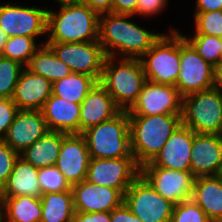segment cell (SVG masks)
Returning <instances> with one entry per match:
<instances>
[{
    "label": "cell",
    "mask_w": 222,
    "mask_h": 222,
    "mask_svg": "<svg viewBox=\"0 0 222 222\" xmlns=\"http://www.w3.org/2000/svg\"><path fill=\"white\" fill-rule=\"evenodd\" d=\"M132 16L113 13L100 15L98 41L106 57L115 58L117 53H121L125 55L122 58L140 59L161 36L127 20Z\"/></svg>",
    "instance_id": "cell-1"
},
{
    "label": "cell",
    "mask_w": 222,
    "mask_h": 222,
    "mask_svg": "<svg viewBox=\"0 0 222 222\" xmlns=\"http://www.w3.org/2000/svg\"><path fill=\"white\" fill-rule=\"evenodd\" d=\"M60 12L47 10L46 43H81L98 41L99 17L80 2L61 3Z\"/></svg>",
    "instance_id": "cell-2"
},
{
    "label": "cell",
    "mask_w": 222,
    "mask_h": 222,
    "mask_svg": "<svg viewBox=\"0 0 222 222\" xmlns=\"http://www.w3.org/2000/svg\"><path fill=\"white\" fill-rule=\"evenodd\" d=\"M128 116L131 151L140 168L155 159L170 135L182 124L181 114Z\"/></svg>",
    "instance_id": "cell-3"
},
{
    "label": "cell",
    "mask_w": 222,
    "mask_h": 222,
    "mask_svg": "<svg viewBox=\"0 0 222 222\" xmlns=\"http://www.w3.org/2000/svg\"><path fill=\"white\" fill-rule=\"evenodd\" d=\"M114 59L105 58L99 83L122 111H128L142 91L146 75L140 59L121 58L119 64Z\"/></svg>",
    "instance_id": "cell-4"
},
{
    "label": "cell",
    "mask_w": 222,
    "mask_h": 222,
    "mask_svg": "<svg viewBox=\"0 0 222 222\" xmlns=\"http://www.w3.org/2000/svg\"><path fill=\"white\" fill-rule=\"evenodd\" d=\"M91 158L134 157L131 151L130 119L127 111L81 133Z\"/></svg>",
    "instance_id": "cell-5"
},
{
    "label": "cell",
    "mask_w": 222,
    "mask_h": 222,
    "mask_svg": "<svg viewBox=\"0 0 222 222\" xmlns=\"http://www.w3.org/2000/svg\"><path fill=\"white\" fill-rule=\"evenodd\" d=\"M140 61L146 80L175 86L180 73V33L161 34Z\"/></svg>",
    "instance_id": "cell-6"
},
{
    "label": "cell",
    "mask_w": 222,
    "mask_h": 222,
    "mask_svg": "<svg viewBox=\"0 0 222 222\" xmlns=\"http://www.w3.org/2000/svg\"><path fill=\"white\" fill-rule=\"evenodd\" d=\"M181 119L194 133L222 135V100L218 88L182 97Z\"/></svg>",
    "instance_id": "cell-7"
},
{
    "label": "cell",
    "mask_w": 222,
    "mask_h": 222,
    "mask_svg": "<svg viewBox=\"0 0 222 222\" xmlns=\"http://www.w3.org/2000/svg\"><path fill=\"white\" fill-rule=\"evenodd\" d=\"M126 207L142 222H170L174 205L140 174L124 194Z\"/></svg>",
    "instance_id": "cell-8"
},
{
    "label": "cell",
    "mask_w": 222,
    "mask_h": 222,
    "mask_svg": "<svg viewBox=\"0 0 222 222\" xmlns=\"http://www.w3.org/2000/svg\"><path fill=\"white\" fill-rule=\"evenodd\" d=\"M214 66L180 33V73L175 87L182 97L214 88Z\"/></svg>",
    "instance_id": "cell-9"
},
{
    "label": "cell",
    "mask_w": 222,
    "mask_h": 222,
    "mask_svg": "<svg viewBox=\"0 0 222 222\" xmlns=\"http://www.w3.org/2000/svg\"><path fill=\"white\" fill-rule=\"evenodd\" d=\"M139 175L140 167L134 157L91 158L86 181L114 188L125 194Z\"/></svg>",
    "instance_id": "cell-10"
},
{
    "label": "cell",
    "mask_w": 222,
    "mask_h": 222,
    "mask_svg": "<svg viewBox=\"0 0 222 222\" xmlns=\"http://www.w3.org/2000/svg\"><path fill=\"white\" fill-rule=\"evenodd\" d=\"M45 44L70 67L72 73L86 74L100 81L106 55L99 41Z\"/></svg>",
    "instance_id": "cell-11"
},
{
    "label": "cell",
    "mask_w": 222,
    "mask_h": 222,
    "mask_svg": "<svg viewBox=\"0 0 222 222\" xmlns=\"http://www.w3.org/2000/svg\"><path fill=\"white\" fill-rule=\"evenodd\" d=\"M140 174L158 194L173 204L192 199L196 177L191 171L170 170L158 166H142Z\"/></svg>",
    "instance_id": "cell-12"
},
{
    "label": "cell",
    "mask_w": 222,
    "mask_h": 222,
    "mask_svg": "<svg viewBox=\"0 0 222 222\" xmlns=\"http://www.w3.org/2000/svg\"><path fill=\"white\" fill-rule=\"evenodd\" d=\"M127 112L128 115L149 116L182 114V96L173 85L146 80L136 102Z\"/></svg>",
    "instance_id": "cell-13"
},
{
    "label": "cell",
    "mask_w": 222,
    "mask_h": 222,
    "mask_svg": "<svg viewBox=\"0 0 222 222\" xmlns=\"http://www.w3.org/2000/svg\"><path fill=\"white\" fill-rule=\"evenodd\" d=\"M47 7L0 5V28L8 35L38 37L47 32Z\"/></svg>",
    "instance_id": "cell-14"
},
{
    "label": "cell",
    "mask_w": 222,
    "mask_h": 222,
    "mask_svg": "<svg viewBox=\"0 0 222 222\" xmlns=\"http://www.w3.org/2000/svg\"><path fill=\"white\" fill-rule=\"evenodd\" d=\"M90 154L84 136L66 134L55 166L72 186L86 180Z\"/></svg>",
    "instance_id": "cell-15"
},
{
    "label": "cell",
    "mask_w": 222,
    "mask_h": 222,
    "mask_svg": "<svg viewBox=\"0 0 222 222\" xmlns=\"http://www.w3.org/2000/svg\"><path fill=\"white\" fill-rule=\"evenodd\" d=\"M75 212H112L124 202V194L117 189L99 186L84 180L72 185Z\"/></svg>",
    "instance_id": "cell-16"
},
{
    "label": "cell",
    "mask_w": 222,
    "mask_h": 222,
    "mask_svg": "<svg viewBox=\"0 0 222 222\" xmlns=\"http://www.w3.org/2000/svg\"><path fill=\"white\" fill-rule=\"evenodd\" d=\"M191 172L195 177L217 176L222 165V135L193 132Z\"/></svg>",
    "instance_id": "cell-17"
},
{
    "label": "cell",
    "mask_w": 222,
    "mask_h": 222,
    "mask_svg": "<svg viewBox=\"0 0 222 222\" xmlns=\"http://www.w3.org/2000/svg\"><path fill=\"white\" fill-rule=\"evenodd\" d=\"M193 131L181 124L170 135L155 159L144 166H158L170 170L191 171Z\"/></svg>",
    "instance_id": "cell-18"
},
{
    "label": "cell",
    "mask_w": 222,
    "mask_h": 222,
    "mask_svg": "<svg viewBox=\"0 0 222 222\" xmlns=\"http://www.w3.org/2000/svg\"><path fill=\"white\" fill-rule=\"evenodd\" d=\"M48 131L40 110H19L3 141L20 154Z\"/></svg>",
    "instance_id": "cell-19"
},
{
    "label": "cell",
    "mask_w": 222,
    "mask_h": 222,
    "mask_svg": "<svg viewBox=\"0 0 222 222\" xmlns=\"http://www.w3.org/2000/svg\"><path fill=\"white\" fill-rule=\"evenodd\" d=\"M121 111L111 95L97 82L80 104L79 133L114 118Z\"/></svg>",
    "instance_id": "cell-20"
},
{
    "label": "cell",
    "mask_w": 222,
    "mask_h": 222,
    "mask_svg": "<svg viewBox=\"0 0 222 222\" xmlns=\"http://www.w3.org/2000/svg\"><path fill=\"white\" fill-rule=\"evenodd\" d=\"M52 95V83L26 67L20 73L12 101L19 110H41Z\"/></svg>",
    "instance_id": "cell-21"
},
{
    "label": "cell",
    "mask_w": 222,
    "mask_h": 222,
    "mask_svg": "<svg viewBox=\"0 0 222 222\" xmlns=\"http://www.w3.org/2000/svg\"><path fill=\"white\" fill-rule=\"evenodd\" d=\"M40 111L49 131L79 134L80 104L51 95Z\"/></svg>",
    "instance_id": "cell-22"
},
{
    "label": "cell",
    "mask_w": 222,
    "mask_h": 222,
    "mask_svg": "<svg viewBox=\"0 0 222 222\" xmlns=\"http://www.w3.org/2000/svg\"><path fill=\"white\" fill-rule=\"evenodd\" d=\"M192 200L211 222H222V179L218 175L196 177Z\"/></svg>",
    "instance_id": "cell-23"
},
{
    "label": "cell",
    "mask_w": 222,
    "mask_h": 222,
    "mask_svg": "<svg viewBox=\"0 0 222 222\" xmlns=\"http://www.w3.org/2000/svg\"><path fill=\"white\" fill-rule=\"evenodd\" d=\"M4 195L5 197L33 196L40 198L42 192L38 181V168L19 156L4 184Z\"/></svg>",
    "instance_id": "cell-24"
},
{
    "label": "cell",
    "mask_w": 222,
    "mask_h": 222,
    "mask_svg": "<svg viewBox=\"0 0 222 222\" xmlns=\"http://www.w3.org/2000/svg\"><path fill=\"white\" fill-rule=\"evenodd\" d=\"M66 133L48 131L41 138L20 153L26 162L35 168H44L56 164L63 137Z\"/></svg>",
    "instance_id": "cell-25"
},
{
    "label": "cell",
    "mask_w": 222,
    "mask_h": 222,
    "mask_svg": "<svg viewBox=\"0 0 222 222\" xmlns=\"http://www.w3.org/2000/svg\"><path fill=\"white\" fill-rule=\"evenodd\" d=\"M26 68L35 74L42 75L51 83L72 73L70 67L62 62L45 43L38 46Z\"/></svg>",
    "instance_id": "cell-26"
},
{
    "label": "cell",
    "mask_w": 222,
    "mask_h": 222,
    "mask_svg": "<svg viewBox=\"0 0 222 222\" xmlns=\"http://www.w3.org/2000/svg\"><path fill=\"white\" fill-rule=\"evenodd\" d=\"M40 222H72L75 209L72 191L45 193L41 197Z\"/></svg>",
    "instance_id": "cell-27"
},
{
    "label": "cell",
    "mask_w": 222,
    "mask_h": 222,
    "mask_svg": "<svg viewBox=\"0 0 222 222\" xmlns=\"http://www.w3.org/2000/svg\"><path fill=\"white\" fill-rule=\"evenodd\" d=\"M97 81L89 75L71 73L63 79L52 83V95H56L68 102L81 104L88 92Z\"/></svg>",
    "instance_id": "cell-28"
},
{
    "label": "cell",
    "mask_w": 222,
    "mask_h": 222,
    "mask_svg": "<svg viewBox=\"0 0 222 222\" xmlns=\"http://www.w3.org/2000/svg\"><path fill=\"white\" fill-rule=\"evenodd\" d=\"M5 222H40L41 199L33 196L5 197Z\"/></svg>",
    "instance_id": "cell-29"
},
{
    "label": "cell",
    "mask_w": 222,
    "mask_h": 222,
    "mask_svg": "<svg viewBox=\"0 0 222 222\" xmlns=\"http://www.w3.org/2000/svg\"><path fill=\"white\" fill-rule=\"evenodd\" d=\"M37 49L34 38L14 36L8 38L0 56L16 61L26 67Z\"/></svg>",
    "instance_id": "cell-30"
},
{
    "label": "cell",
    "mask_w": 222,
    "mask_h": 222,
    "mask_svg": "<svg viewBox=\"0 0 222 222\" xmlns=\"http://www.w3.org/2000/svg\"><path fill=\"white\" fill-rule=\"evenodd\" d=\"M23 68L20 63L0 56V98L12 99Z\"/></svg>",
    "instance_id": "cell-31"
},
{
    "label": "cell",
    "mask_w": 222,
    "mask_h": 222,
    "mask_svg": "<svg viewBox=\"0 0 222 222\" xmlns=\"http://www.w3.org/2000/svg\"><path fill=\"white\" fill-rule=\"evenodd\" d=\"M185 38L192 44L199 55L212 66H215L220 60L221 38L211 35L194 34Z\"/></svg>",
    "instance_id": "cell-32"
},
{
    "label": "cell",
    "mask_w": 222,
    "mask_h": 222,
    "mask_svg": "<svg viewBox=\"0 0 222 222\" xmlns=\"http://www.w3.org/2000/svg\"><path fill=\"white\" fill-rule=\"evenodd\" d=\"M38 181L42 194L72 191V186L55 165L39 168Z\"/></svg>",
    "instance_id": "cell-33"
},
{
    "label": "cell",
    "mask_w": 222,
    "mask_h": 222,
    "mask_svg": "<svg viewBox=\"0 0 222 222\" xmlns=\"http://www.w3.org/2000/svg\"><path fill=\"white\" fill-rule=\"evenodd\" d=\"M195 34L221 37L222 10L209 12H195Z\"/></svg>",
    "instance_id": "cell-34"
},
{
    "label": "cell",
    "mask_w": 222,
    "mask_h": 222,
    "mask_svg": "<svg viewBox=\"0 0 222 222\" xmlns=\"http://www.w3.org/2000/svg\"><path fill=\"white\" fill-rule=\"evenodd\" d=\"M170 222H211L206 213L192 200L188 199L174 205Z\"/></svg>",
    "instance_id": "cell-35"
},
{
    "label": "cell",
    "mask_w": 222,
    "mask_h": 222,
    "mask_svg": "<svg viewBox=\"0 0 222 222\" xmlns=\"http://www.w3.org/2000/svg\"><path fill=\"white\" fill-rule=\"evenodd\" d=\"M20 154L14 151L4 141H0V182L4 185L11 174Z\"/></svg>",
    "instance_id": "cell-36"
},
{
    "label": "cell",
    "mask_w": 222,
    "mask_h": 222,
    "mask_svg": "<svg viewBox=\"0 0 222 222\" xmlns=\"http://www.w3.org/2000/svg\"><path fill=\"white\" fill-rule=\"evenodd\" d=\"M18 111L19 108L12 99L0 98V141L5 139Z\"/></svg>",
    "instance_id": "cell-37"
},
{
    "label": "cell",
    "mask_w": 222,
    "mask_h": 222,
    "mask_svg": "<svg viewBox=\"0 0 222 222\" xmlns=\"http://www.w3.org/2000/svg\"><path fill=\"white\" fill-rule=\"evenodd\" d=\"M167 0H138L136 14L153 15L161 12L166 7Z\"/></svg>",
    "instance_id": "cell-38"
},
{
    "label": "cell",
    "mask_w": 222,
    "mask_h": 222,
    "mask_svg": "<svg viewBox=\"0 0 222 222\" xmlns=\"http://www.w3.org/2000/svg\"><path fill=\"white\" fill-rule=\"evenodd\" d=\"M72 222H111L110 212H75Z\"/></svg>",
    "instance_id": "cell-39"
},
{
    "label": "cell",
    "mask_w": 222,
    "mask_h": 222,
    "mask_svg": "<svg viewBox=\"0 0 222 222\" xmlns=\"http://www.w3.org/2000/svg\"><path fill=\"white\" fill-rule=\"evenodd\" d=\"M111 222H142L123 203L110 213Z\"/></svg>",
    "instance_id": "cell-40"
},
{
    "label": "cell",
    "mask_w": 222,
    "mask_h": 222,
    "mask_svg": "<svg viewBox=\"0 0 222 222\" xmlns=\"http://www.w3.org/2000/svg\"><path fill=\"white\" fill-rule=\"evenodd\" d=\"M137 3L138 0H113L112 13L134 16Z\"/></svg>",
    "instance_id": "cell-41"
},
{
    "label": "cell",
    "mask_w": 222,
    "mask_h": 222,
    "mask_svg": "<svg viewBox=\"0 0 222 222\" xmlns=\"http://www.w3.org/2000/svg\"><path fill=\"white\" fill-rule=\"evenodd\" d=\"M79 2L88 5L99 15L104 13H112L113 0H80Z\"/></svg>",
    "instance_id": "cell-42"
},
{
    "label": "cell",
    "mask_w": 222,
    "mask_h": 222,
    "mask_svg": "<svg viewBox=\"0 0 222 222\" xmlns=\"http://www.w3.org/2000/svg\"><path fill=\"white\" fill-rule=\"evenodd\" d=\"M222 10V0H197L196 12Z\"/></svg>",
    "instance_id": "cell-43"
},
{
    "label": "cell",
    "mask_w": 222,
    "mask_h": 222,
    "mask_svg": "<svg viewBox=\"0 0 222 222\" xmlns=\"http://www.w3.org/2000/svg\"><path fill=\"white\" fill-rule=\"evenodd\" d=\"M214 73V86L220 87L222 86V60H220L213 69Z\"/></svg>",
    "instance_id": "cell-44"
},
{
    "label": "cell",
    "mask_w": 222,
    "mask_h": 222,
    "mask_svg": "<svg viewBox=\"0 0 222 222\" xmlns=\"http://www.w3.org/2000/svg\"><path fill=\"white\" fill-rule=\"evenodd\" d=\"M8 38V35L0 28V54L2 53Z\"/></svg>",
    "instance_id": "cell-45"
},
{
    "label": "cell",
    "mask_w": 222,
    "mask_h": 222,
    "mask_svg": "<svg viewBox=\"0 0 222 222\" xmlns=\"http://www.w3.org/2000/svg\"><path fill=\"white\" fill-rule=\"evenodd\" d=\"M4 215H5V201H0V222H5L4 221L5 220Z\"/></svg>",
    "instance_id": "cell-46"
},
{
    "label": "cell",
    "mask_w": 222,
    "mask_h": 222,
    "mask_svg": "<svg viewBox=\"0 0 222 222\" xmlns=\"http://www.w3.org/2000/svg\"><path fill=\"white\" fill-rule=\"evenodd\" d=\"M5 200V195H4V185L0 182V201Z\"/></svg>",
    "instance_id": "cell-47"
},
{
    "label": "cell",
    "mask_w": 222,
    "mask_h": 222,
    "mask_svg": "<svg viewBox=\"0 0 222 222\" xmlns=\"http://www.w3.org/2000/svg\"><path fill=\"white\" fill-rule=\"evenodd\" d=\"M58 3H70V2H79L80 0H56Z\"/></svg>",
    "instance_id": "cell-48"
},
{
    "label": "cell",
    "mask_w": 222,
    "mask_h": 222,
    "mask_svg": "<svg viewBox=\"0 0 222 222\" xmlns=\"http://www.w3.org/2000/svg\"><path fill=\"white\" fill-rule=\"evenodd\" d=\"M220 38H221V46H220V48H221V49H220V57H221V60H222V35H221V37H220Z\"/></svg>",
    "instance_id": "cell-49"
},
{
    "label": "cell",
    "mask_w": 222,
    "mask_h": 222,
    "mask_svg": "<svg viewBox=\"0 0 222 222\" xmlns=\"http://www.w3.org/2000/svg\"><path fill=\"white\" fill-rule=\"evenodd\" d=\"M217 88H218V90H219V94H220V96H221V100H222V86L217 87Z\"/></svg>",
    "instance_id": "cell-50"
},
{
    "label": "cell",
    "mask_w": 222,
    "mask_h": 222,
    "mask_svg": "<svg viewBox=\"0 0 222 222\" xmlns=\"http://www.w3.org/2000/svg\"><path fill=\"white\" fill-rule=\"evenodd\" d=\"M218 176L222 179V165H221V169H220V171H219Z\"/></svg>",
    "instance_id": "cell-51"
}]
</instances>
